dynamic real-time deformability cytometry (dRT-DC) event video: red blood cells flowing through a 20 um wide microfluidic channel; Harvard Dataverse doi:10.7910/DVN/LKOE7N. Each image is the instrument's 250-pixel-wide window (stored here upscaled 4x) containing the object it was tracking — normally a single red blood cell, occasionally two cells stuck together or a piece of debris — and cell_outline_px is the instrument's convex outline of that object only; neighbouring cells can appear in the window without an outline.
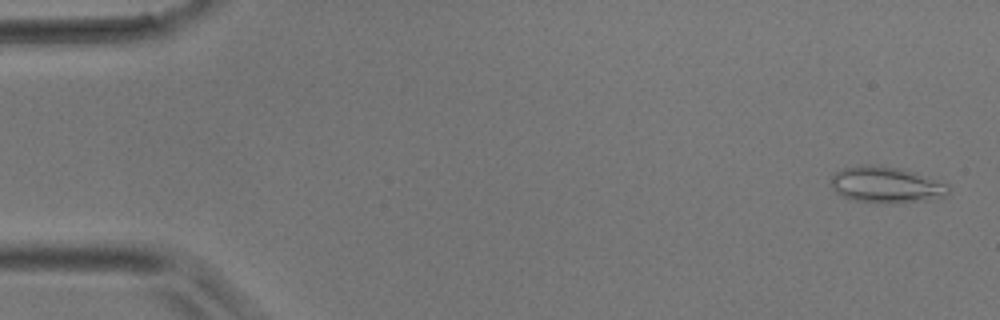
{"species": "common noctule bat (a hibernating species)", "species_latin": "Nyctalus noctula", "temperature_condition": "room temperature", "stored_images_in_passage": 5, "camera_frame_rate_fps": 3000, "um_per_image_px": 0.085, "animal": {"sex": "male", "body_mass_g": 17.9}, "frame": {"image": 1, "passage_image": 1, "time_ms": 0.0, "image_size_px": [1000, 320], "cell_outline_px": [[948, 192], [944, 196], [924, 200], [852, 200], [836, 192], [832, 188], [832, 176], [836, 172], [844, 168], [864, 164], [872, 164], [900, 168], [948, 184]], "centroid_in_image_um": [75.27, 15.65], "position_along_channel_um": 9.7, "area_um2": 23.47}}